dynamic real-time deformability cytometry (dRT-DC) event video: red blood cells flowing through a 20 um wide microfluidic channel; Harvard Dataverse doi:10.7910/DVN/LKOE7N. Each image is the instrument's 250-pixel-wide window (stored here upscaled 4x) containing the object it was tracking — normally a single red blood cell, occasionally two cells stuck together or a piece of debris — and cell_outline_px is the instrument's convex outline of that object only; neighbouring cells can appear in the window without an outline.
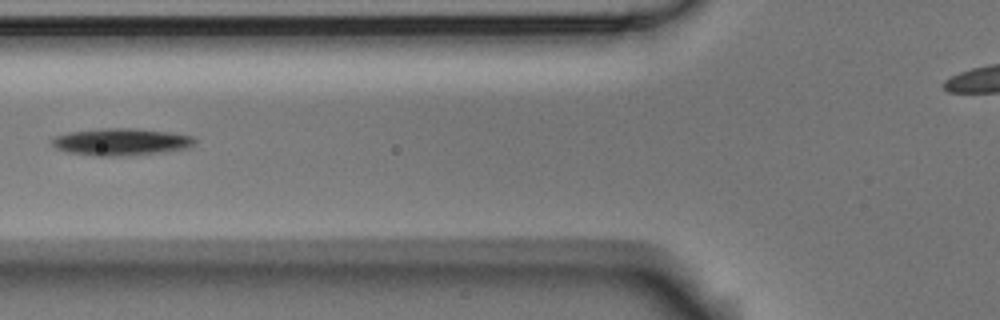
{"species": "Egyptian fruit bat (a non-hibernating species)", "species_latin": "Rousettus aegyptiacus", "temperature_condition": "room temperature", "stored_images_in_passage": 5, "camera_frame_rate_fps": 3000, "um_per_image_px": 0.085, "animal": {"sex": "male"}, "frame": {"image": 1, "passage_image": 4, "time_ms": 1.0, "image_size_px": [1000, 320], "cell_outline_px": [[196, 140], [188, 148], [164, 152], [124, 156], [96, 156], [68, 152], [56, 148], [52, 144], [52, 140], [56, 136], [68, 132], [104, 128], [132, 128], [172, 132], [192, 136]], "centroid_in_image_um": [10.3, 12.06], "position_along_channel_um": 115.5, "area_um2": 22.54}}
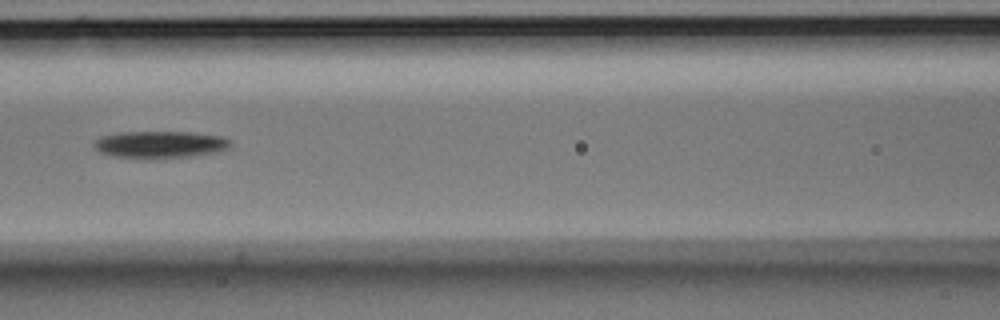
{"frame": {"image": 2, "passage_image": 5, "time_ms": 1.333, "image_size_px": [1000, 320], "cell_outline_px": [[232, 144], [228, 148], [216, 152], [192, 156], [148, 160], [112, 156], [100, 152], [92, 144], [100, 136], [120, 132], [188, 132], [224, 136], [232, 140]], "centroid_in_image_um": [13.61, 12.3], "position_along_channel_um": 153.0, "area_um2": 22.02}}